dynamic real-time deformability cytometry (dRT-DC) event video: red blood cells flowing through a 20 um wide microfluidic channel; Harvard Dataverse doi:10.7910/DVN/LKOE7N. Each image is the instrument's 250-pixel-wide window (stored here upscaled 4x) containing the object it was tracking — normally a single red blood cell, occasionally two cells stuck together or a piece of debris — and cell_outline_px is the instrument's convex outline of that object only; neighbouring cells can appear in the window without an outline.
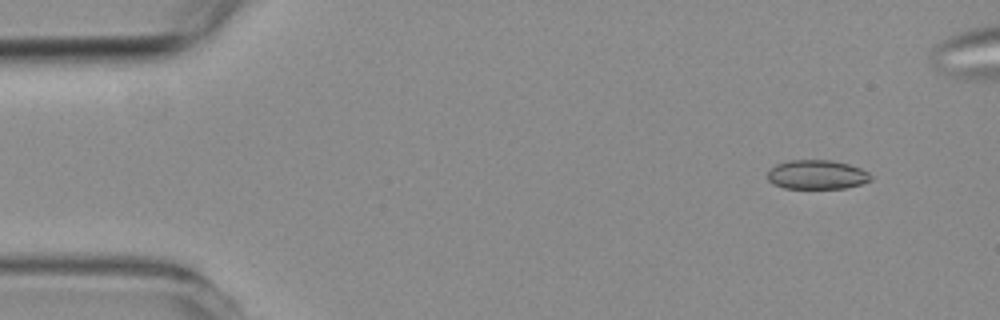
{"species": "common noctule bat (a hibernating species)", "species_latin": "Nyctalus noctula", "temperature_condition": "room temperature", "stored_images_in_passage": 4, "camera_frame_rate_fps": 3000, "um_per_image_px": 0.085, "animal": {"sex": "female", "body_mass_g": 19.3, "forearm_length_mm": 54.1}, "frame": {"image": 1, "passage_image": 1, "time_ms": 0.0, "image_size_px": [1000, 320], "cell_outline_px": [[872, 180], [860, 184], [844, 188], [784, 188], [772, 184], [768, 180], [768, 172], [776, 164], [788, 160], [832, 160], [848, 164], [860, 168], [868, 172], [872, 176]], "centroid_in_image_um": [69.43, 14.84], "position_along_channel_um": 15.6, "area_um2": 17.57}}